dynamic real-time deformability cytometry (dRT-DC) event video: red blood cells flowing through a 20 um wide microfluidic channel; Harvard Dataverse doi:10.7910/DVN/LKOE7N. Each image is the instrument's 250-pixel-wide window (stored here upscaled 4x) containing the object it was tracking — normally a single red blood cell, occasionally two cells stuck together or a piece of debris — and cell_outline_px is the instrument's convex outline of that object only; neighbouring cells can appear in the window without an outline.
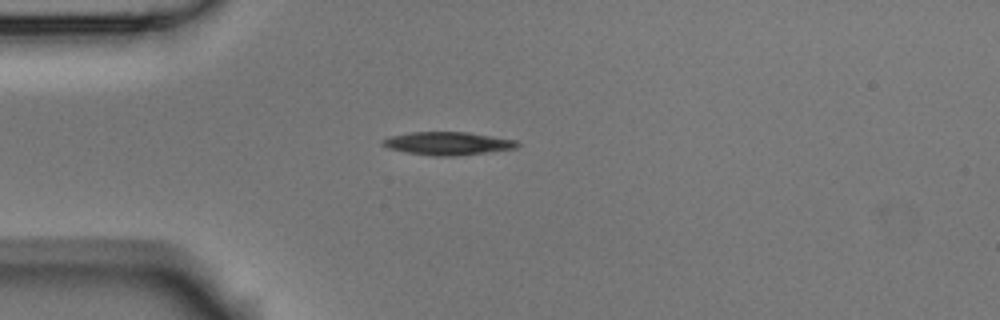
{"species": "Egyptian fruit bat (a non-hibernating species)", "species_latin": "Rousettus aegyptiacus", "temperature_condition": "room temperature", "stored_images_in_passage": 1, "camera_frame_rate_fps": 3000, "um_per_image_px": 0.085, "animal": {"sex": "male"}, "frame": {"image": 1, "passage_image": 1, "time_ms": 0.0, "image_size_px": [1000, 320], "cell_outline_px": [[520, 144], [516, 148], [456, 156], [432, 156], [408, 152], [388, 148], [380, 144], [380, 140], [392, 136], [412, 132], [468, 132], [516, 140]], "centroid_in_image_um": [38.04, 12.19], "position_along_channel_um": 47.0, "area_um2": 17.98}}